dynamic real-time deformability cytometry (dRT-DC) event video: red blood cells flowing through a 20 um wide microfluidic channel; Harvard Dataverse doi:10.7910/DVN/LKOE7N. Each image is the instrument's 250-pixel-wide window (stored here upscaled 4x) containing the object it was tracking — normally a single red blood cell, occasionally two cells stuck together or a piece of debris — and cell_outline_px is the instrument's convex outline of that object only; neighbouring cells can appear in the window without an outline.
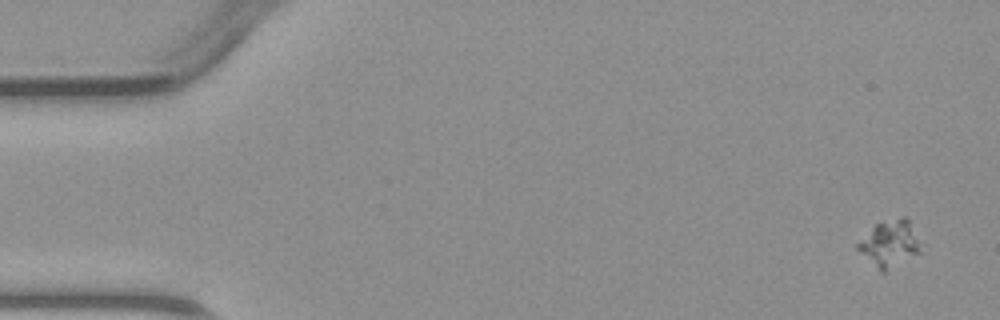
{"species": "common noctule bat (a hibernating species)", "species_latin": "Nyctalus noctula", "temperature_condition": "warm", "stored_images_in_passage": 5, "camera_frame_rate_fps": 3000, "um_per_image_px": 0.085, "animal": {"sex": "male", "body_mass_g": 23.1, "forearm_length_mm": 52.7}, "frame": {"image": 1, "passage_image": 1, "time_ms": 0.0, "image_size_px": [1000, 320], "cell_outline_px": [[924, 252], [884, 272], [880, 272], [856, 248], [856, 244], [876, 224], [904, 216], [908, 220]], "centroid_in_image_um": [75.65, 20.75], "position_along_channel_um": 9.4, "area_um2": 16.76}}